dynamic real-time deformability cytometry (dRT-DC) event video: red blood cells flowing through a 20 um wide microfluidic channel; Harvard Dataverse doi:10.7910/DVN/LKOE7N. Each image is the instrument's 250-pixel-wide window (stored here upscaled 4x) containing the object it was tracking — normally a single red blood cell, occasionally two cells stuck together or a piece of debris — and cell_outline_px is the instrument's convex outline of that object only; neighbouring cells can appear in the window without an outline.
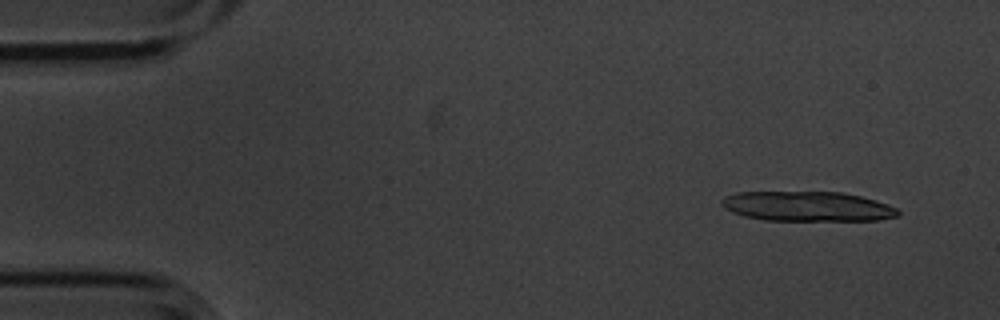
{"species": "common noctule bat (a hibernating species)", "species_latin": "Nyctalus noctula", "temperature_condition": "cold", "stored_images_in_passage": 15, "camera_frame_rate_fps": 3000, "um_per_image_px": 0.085, "animal": {"sex": "male", "body_mass_g": 20.1, "forearm_length_mm": 53.5}, "frame": {"image": 1, "passage_image": 4, "time_ms": 1.0, "image_size_px": [1000, 320], "cell_outline_px": [[900, 212], [896, 216], [876, 220], [764, 220], [744, 216], [732, 212], [724, 208], [720, 204], [720, 200], [724, 196], [736, 192], [840, 192], [860, 196], [876, 200], [896, 208]], "centroid_in_image_um": [68.56, 17.53], "position_along_channel_um": 16.4, "area_um2": 30.58}}